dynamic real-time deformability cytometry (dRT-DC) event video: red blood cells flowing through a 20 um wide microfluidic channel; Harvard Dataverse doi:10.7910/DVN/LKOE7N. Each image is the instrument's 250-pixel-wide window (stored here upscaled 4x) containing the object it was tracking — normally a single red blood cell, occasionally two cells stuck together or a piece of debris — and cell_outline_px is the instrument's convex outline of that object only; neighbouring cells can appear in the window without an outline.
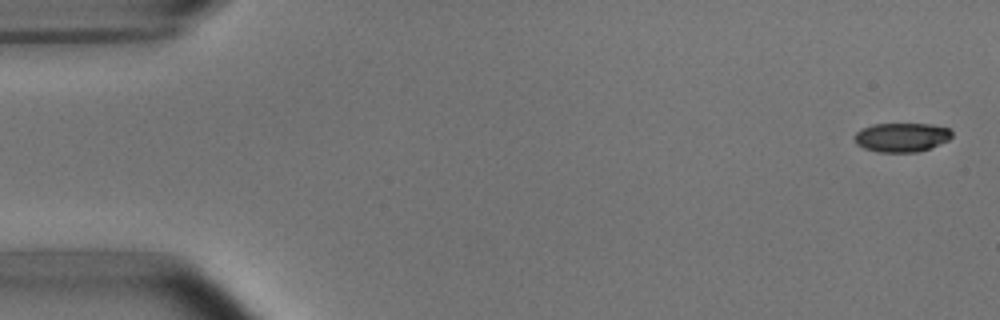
{"species": "common noctule bat (a hibernating species)", "species_latin": "Nyctalus noctula", "temperature_condition": "room temperature", "stored_images_in_passage": 5, "camera_frame_rate_fps": 3000, "um_per_image_px": 0.085, "animal": {"sex": "male", "body_mass_g": 15.6}, "frame": {"image": 1, "passage_image": 1, "time_ms": 0.0, "image_size_px": [1000, 320], "cell_outline_px": [[952, 136], [948, 140], [928, 148], [916, 152], [880, 152], [864, 148], [856, 144], [852, 136], [856, 132], [872, 124], [932, 124], [948, 128], [952, 132]], "centroid_in_image_um": [76.6, 11.66], "position_along_channel_um": 8.4, "area_um2": 16.42}}
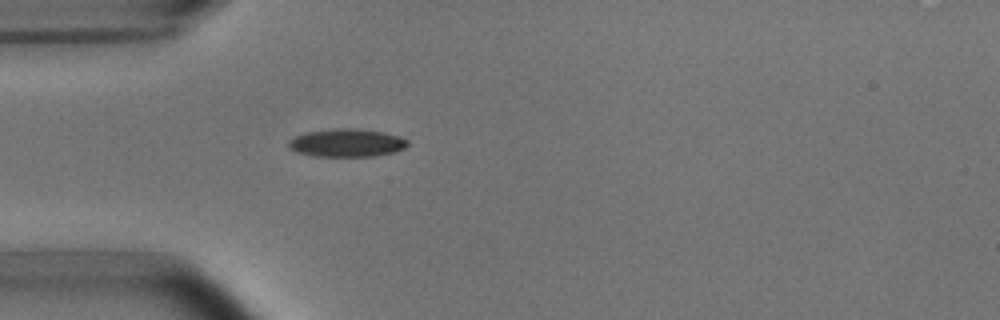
{"frame": {"image": 2, "passage_image": 5, "time_ms": 4.667, "image_size_px": [1000, 320], "cell_outline_px": [[408, 144], [404, 148], [396, 152], [376, 156], [312, 156], [296, 152], [288, 148], [288, 140], [304, 132], [332, 128], [356, 128], [384, 132], [400, 136], [408, 140]], "centroid_in_image_um": [29.46, 12.14], "position_along_channel_um": 55.5, "area_um2": 19.77}}